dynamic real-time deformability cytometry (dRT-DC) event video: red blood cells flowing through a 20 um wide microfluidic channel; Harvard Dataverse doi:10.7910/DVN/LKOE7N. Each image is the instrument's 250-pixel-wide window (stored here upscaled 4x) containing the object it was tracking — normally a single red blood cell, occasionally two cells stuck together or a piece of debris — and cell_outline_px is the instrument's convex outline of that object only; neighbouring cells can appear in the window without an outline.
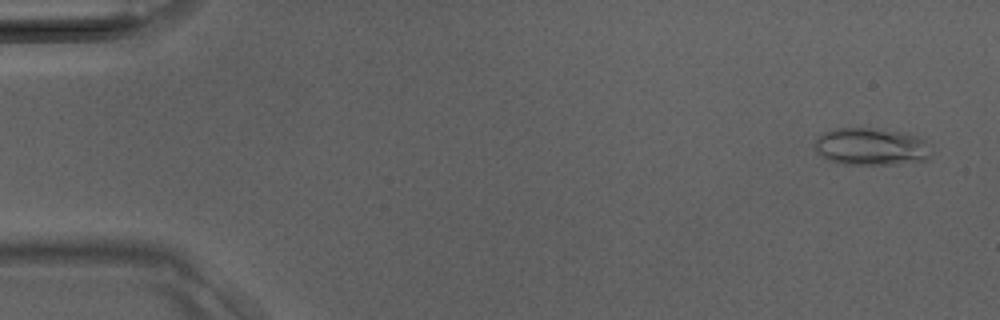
{"species": "Egyptian fruit bat (a non-hibernating species)", "species_latin": "Rousettus aegyptiacus", "temperature_condition": "room temperature", "stored_images_in_passage": 40, "camera_frame_rate_fps": 3000, "um_per_image_px": 0.085, "animal": {"sex": "male"}, "frame": {"image": 1, "passage_image": 2, "time_ms": 0.333, "image_size_px": [1000, 320], "cell_outline_px": [[932, 152], [928, 160], [896, 164], [844, 164], [828, 160], [816, 152], [816, 140], [824, 132], [836, 128], [872, 128], [904, 132], [916, 136], [924, 140]], "centroid_in_image_um": [74.07, 12.47], "position_along_channel_um": 10.9, "area_um2": 25.32}}
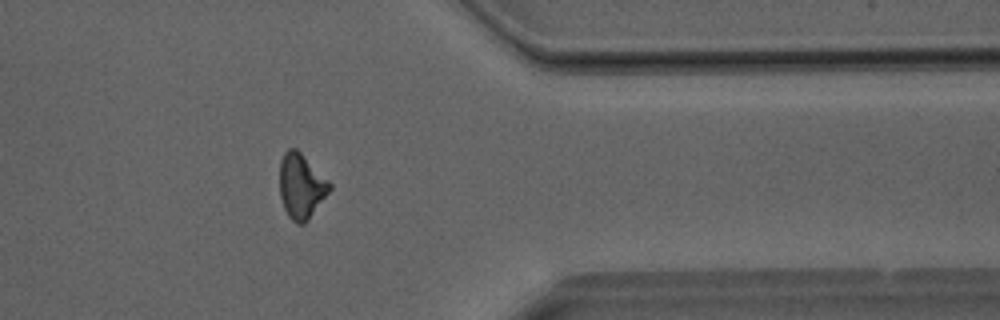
{"frame": {"image": 2, "passage_image": 32, "time_ms": 10.333, "image_size_px": [1000, 320], "cell_outline_px": [[332, 188], [308, 220], [304, 224], [296, 224], [288, 216], [284, 208], [280, 196], [280, 160], [284, 152], [288, 148], [296, 148], [332, 184]], "centroid_in_image_um": [25.59, 15.83], "position_along_channel_um": 385.8, "area_um2": 18.84}}
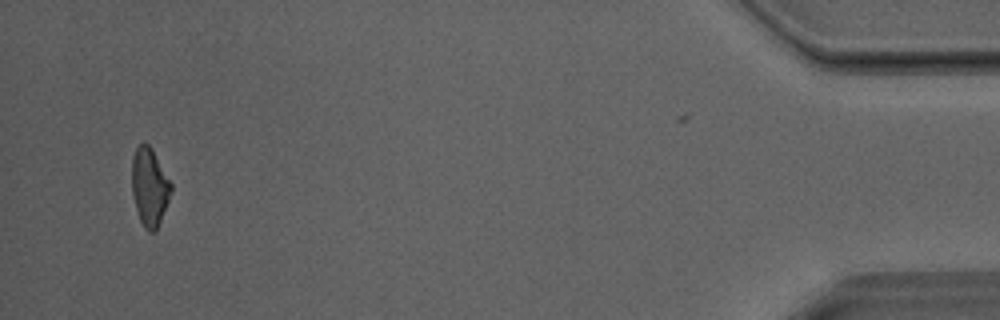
{"frame": {"image": 3, "passage_image": 38, "time_ms": 12.333, "image_size_px": [1000, 320], "cell_outline_px": [[172, 192], [156, 232], [148, 232], [144, 228], [140, 220], [136, 208], [132, 192], [132, 156], [136, 148], [140, 144], [148, 144], [152, 148], [172, 184]], "centroid_in_image_um": [12.72, 15.91], "position_along_channel_um": 422.5, "area_um2": 17.86}}